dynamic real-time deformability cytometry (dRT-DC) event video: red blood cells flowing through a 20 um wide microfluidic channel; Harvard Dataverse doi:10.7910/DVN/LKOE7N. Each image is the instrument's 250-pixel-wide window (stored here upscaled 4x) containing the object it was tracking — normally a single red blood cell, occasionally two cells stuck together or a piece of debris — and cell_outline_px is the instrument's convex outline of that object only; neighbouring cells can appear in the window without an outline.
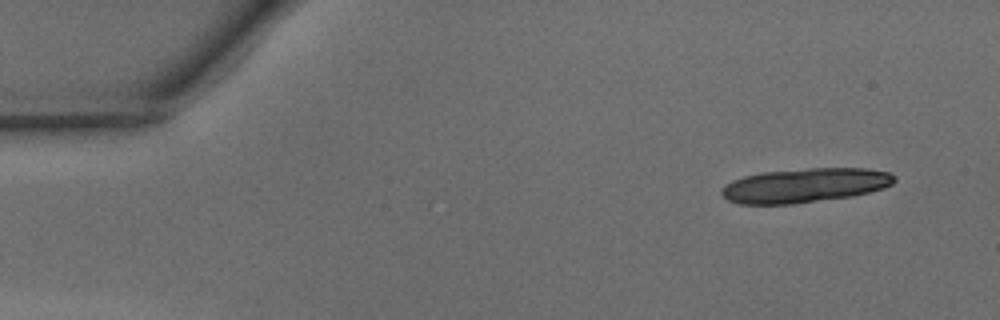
{"species": "common noctule bat (a hibernating species)", "species_latin": "Nyctalus noctula", "temperature_condition": "warm", "stored_images_in_passage": 14, "camera_frame_rate_fps": 3000, "um_per_image_px": 0.085, "animal": {"sex": "male", "body_mass_g": 15.6}, "frame": {"image": 1, "passage_image": 1, "time_ms": 0.0, "image_size_px": [1000, 320], "cell_outline_px": [[896, 180], [892, 184], [884, 188], [852, 196], [792, 204], [740, 204], [728, 200], [720, 192], [720, 188], [724, 184], [732, 180], [744, 176], [760, 172], [808, 168], [868, 168], [888, 172], [896, 176]], "centroid_in_image_um": [68.39, 15.75], "position_along_channel_um": 16.6, "area_um2": 34.74}}